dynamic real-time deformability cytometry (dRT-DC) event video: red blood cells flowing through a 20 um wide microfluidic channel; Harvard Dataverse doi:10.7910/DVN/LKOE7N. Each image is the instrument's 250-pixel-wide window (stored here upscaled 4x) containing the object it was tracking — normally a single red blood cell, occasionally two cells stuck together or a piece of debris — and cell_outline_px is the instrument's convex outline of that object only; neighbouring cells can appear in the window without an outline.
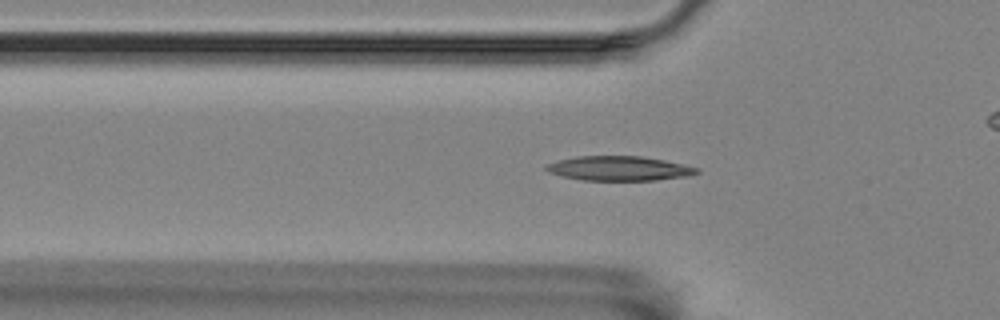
{"species": "Egyptian fruit bat (a non-hibernating species)", "species_latin": "Rousettus aegyptiacus", "temperature_condition": "room temperature", "stored_images_in_passage": 49, "camera_frame_rate_fps": 3000, "um_per_image_px": 0.085, "animal": {"sex": "female"}, "frame": {"image": 1, "passage_image": 9, "time_ms": 2.667, "image_size_px": [1000, 320], "cell_outline_px": [[700, 172], [692, 176], [656, 180], [580, 180], [560, 176], [548, 172], [544, 168], [548, 164], [556, 160], [576, 156], [640, 156], [664, 160], [684, 164], [700, 168]], "centroid_in_image_um": [52.64, 14.32], "position_along_channel_um": 73.2, "area_um2": 21.79}}
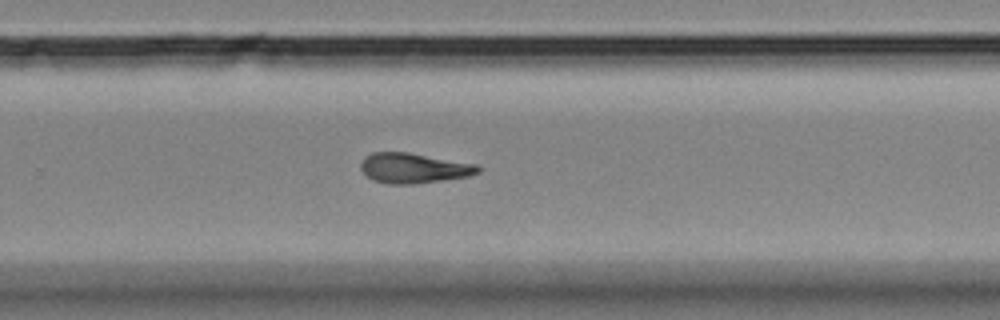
{"frame": {"image": 2, "passage_image": 28, "time_ms": 9.0, "image_size_px": [1000, 320], "cell_outline_px": [[480, 172], [468, 176], [412, 184], [388, 184], [372, 180], [360, 168], [360, 164], [364, 156], [372, 152], [408, 152], [476, 164], [480, 168]], "centroid_in_image_um": [35.12, 14.28], "position_along_channel_um": 294.7, "area_um2": 20.46}}
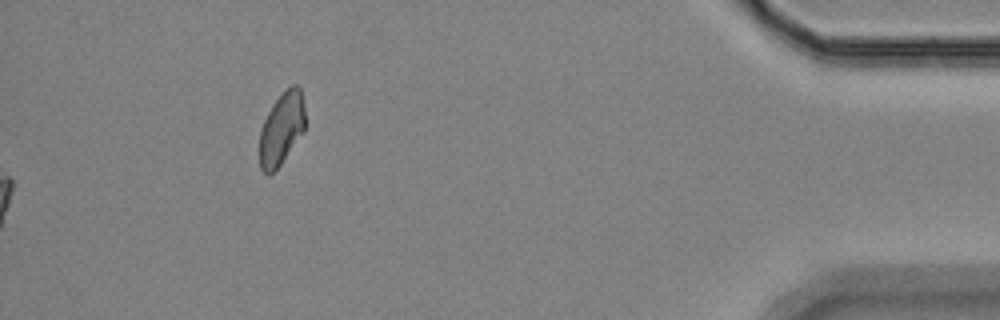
{"frame": {"image": 3, "passage_image": 49, "time_ms": 16.0, "image_size_px": [1000, 320], "cell_outline_px": [[304, 132], [280, 164], [268, 176], [260, 168], [260, 128], [272, 104], [292, 84], [296, 84], [300, 88], [304, 104]], "centroid_in_image_um": [23.93, 10.94], "position_along_channel_um": 411.3, "area_um2": 19.02}}